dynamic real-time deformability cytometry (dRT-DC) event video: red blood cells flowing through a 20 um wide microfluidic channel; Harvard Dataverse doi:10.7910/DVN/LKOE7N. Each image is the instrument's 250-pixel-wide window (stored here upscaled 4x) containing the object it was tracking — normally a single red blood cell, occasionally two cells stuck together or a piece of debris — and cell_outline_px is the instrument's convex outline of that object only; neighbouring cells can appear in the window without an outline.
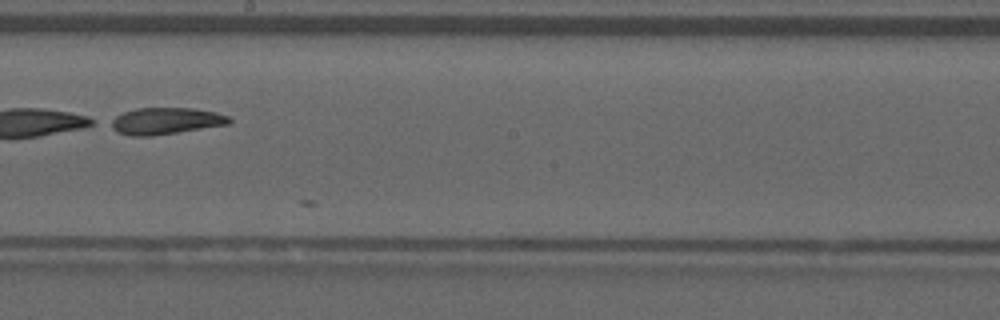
{"species": "common noctule bat (a hibernating species)", "species_latin": "Nyctalus noctula", "temperature_condition": "warm", "stored_images_in_passage": 25, "camera_frame_rate_fps": 3000, "um_per_image_px": 0.085, "animal": {"sex": "male", "forearm_length_mm": 52.5}, "frame": {"image": 1, "passage_image": 22, "time_ms": 7.0, "image_size_px": [1000, 320], "cell_outline_px": [[232, 120], [228, 124], [152, 136], [132, 136], [120, 132], [104, 124], [108, 120], [124, 112], [136, 108], [196, 108], [216, 112], [228, 116]], "centroid_in_image_um": [14.02, 10.27], "position_along_channel_um": 234.2, "area_um2": 18.5}}